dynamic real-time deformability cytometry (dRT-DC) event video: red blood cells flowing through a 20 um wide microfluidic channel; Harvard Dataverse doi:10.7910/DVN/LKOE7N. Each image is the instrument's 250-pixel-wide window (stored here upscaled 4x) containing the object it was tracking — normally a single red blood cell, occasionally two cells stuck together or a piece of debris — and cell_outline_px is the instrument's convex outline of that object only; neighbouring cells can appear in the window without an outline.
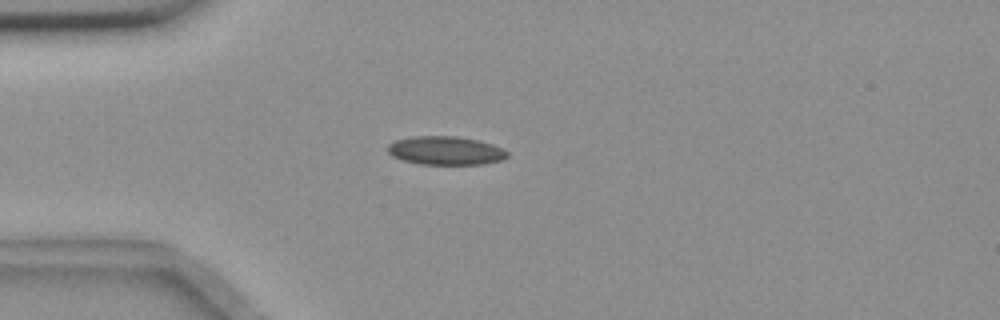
{"species": "common noctule bat (a hibernating species)", "species_latin": "Nyctalus noctula", "temperature_condition": "room temperature", "stored_images_in_passage": 55, "camera_frame_rate_fps": 3000, "um_per_image_px": 0.085, "animal": {"sex": "female", "body_mass_g": 18.4}, "frame": {"image": 1, "passage_image": 14, "time_ms": 4.333, "image_size_px": [1000, 320], "cell_outline_px": [[508, 156], [500, 160], [484, 164], [420, 164], [404, 160], [392, 156], [388, 152], [388, 144], [396, 140], [412, 136], [456, 136], [476, 140], [492, 144], [508, 152]], "centroid_in_image_um": [37.85, 12.8], "position_along_channel_um": 47.1, "area_um2": 19.71}}
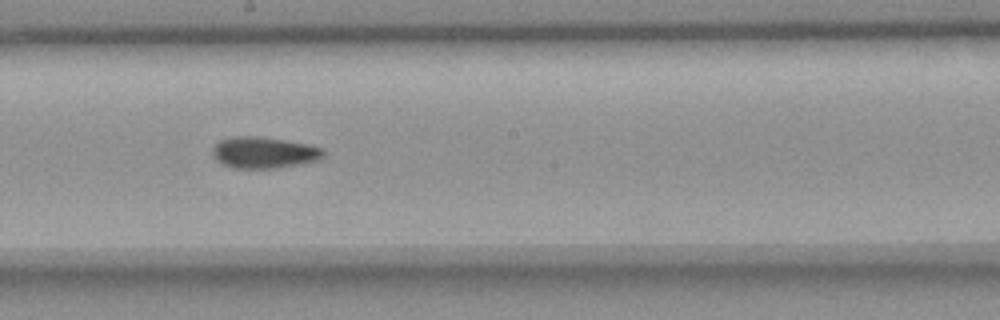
{"frame": {"image": 2, "passage_image": 30, "time_ms": 9.667, "image_size_px": [1000, 320], "cell_outline_px": [[324, 156], [320, 160], [300, 164], [276, 168], [232, 168], [216, 160], [212, 156], [212, 148], [220, 140], [232, 136], [260, 136], [308, 144], [324, 148]], "centroid_in_image_um": [22.44, 12.96], "position_along_channel_um": 225.8, "area_um2": 20.46}}
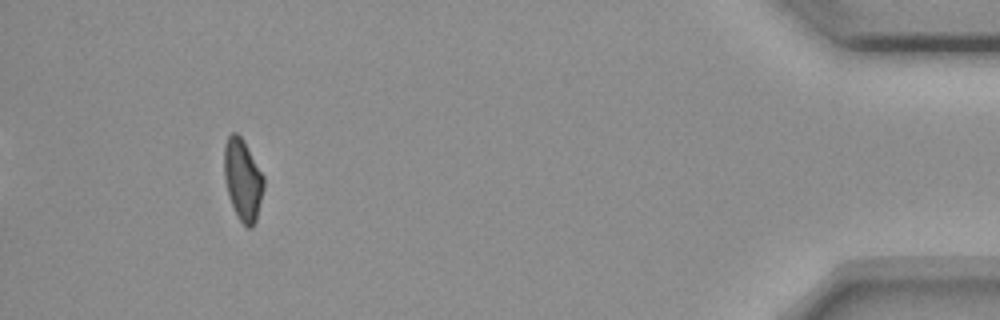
{"frame": {"image": 3, "passage_image": 51, "time_ms": 16.667, "image_size_px": [1000, 320], "cell_outline_px": [[264, 188], [256, 220], [252, 228], [248, 228], [240, 220], [232, 204], [228, 192], [224, 176], [224, 144], [228, 136], [232, 132], [236, 132], [244, 140], [264, 176]], "centroid_in_image_um": [20.64, 15.24], "position_along_channel_um": 414.6, "area_um2": 18.67}}